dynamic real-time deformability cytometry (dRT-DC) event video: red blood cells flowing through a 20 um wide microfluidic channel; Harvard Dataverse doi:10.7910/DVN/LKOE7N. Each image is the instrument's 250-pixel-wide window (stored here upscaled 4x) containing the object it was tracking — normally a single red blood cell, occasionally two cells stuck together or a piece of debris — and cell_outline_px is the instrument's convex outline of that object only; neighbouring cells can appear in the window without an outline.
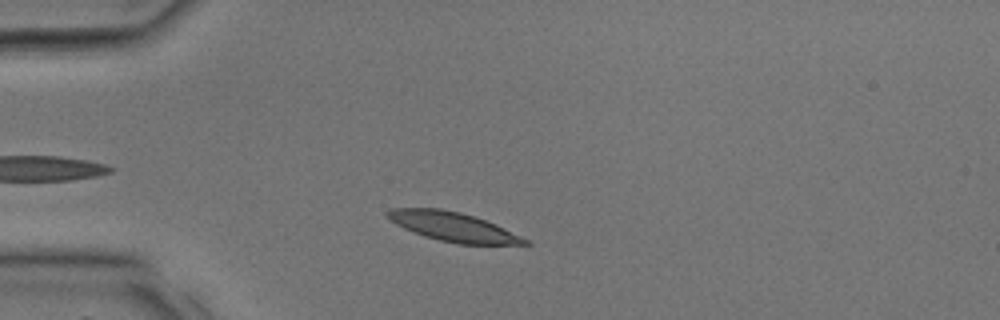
{"species": "common noctule bat (a hibernating species)", "species_latin": "Nyctalus noctula", "temperature_condition": "room temperature", "stored_images_in_passage": 28, "camera_frame_rate_fps": 3000, "um_per_image_px": 0.085, "animal": {"sex": "male", "body_mass_g": 17.9, "forearm_length_mm": 54.2}, "frame": {"image": 1, "passage_image": 4, "time_ms": 1.0, "image_size_px": [1000, 320], "cell_outline_px": [[532, 244], [456, 244], [424, 236], [412, 232], [396, 224], [384, 216], [384, 212], [392, 208], [440, 208], [460, 212], [496, 224], [528, 240]], "centroid_in_image_um": [38.45, 19.26], "position_along_channel_um": 46.6, "area_um2": 23.24}}
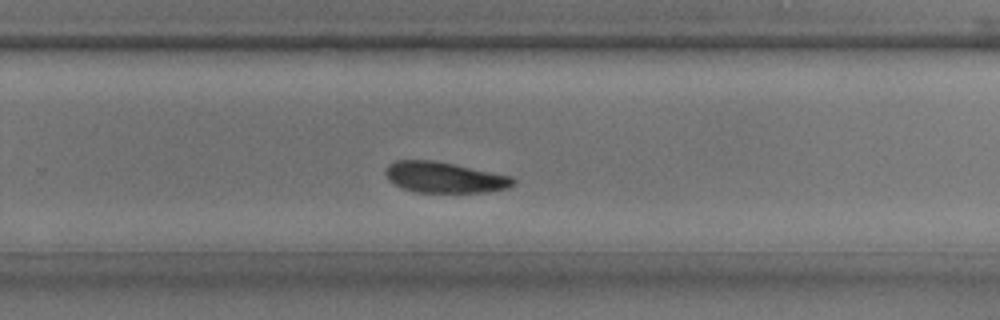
{"frame": {"image": 2, "passage_image": 17, "time_ms": 5.333, "image_size_px": [1000, 320], "cell_outline_px": [[516, 184], [508, 188], [484, 192], [416, 192], [404, 188], [388, 180], [384, 172], [384, 168], [388, 164], [396, 160], [436, 160], [512, 176], [516, 180]], "centroid_in_image_um": [37.78, 15.06], "position_along_channel_um": 292.0, "area_um2": 23.06}}
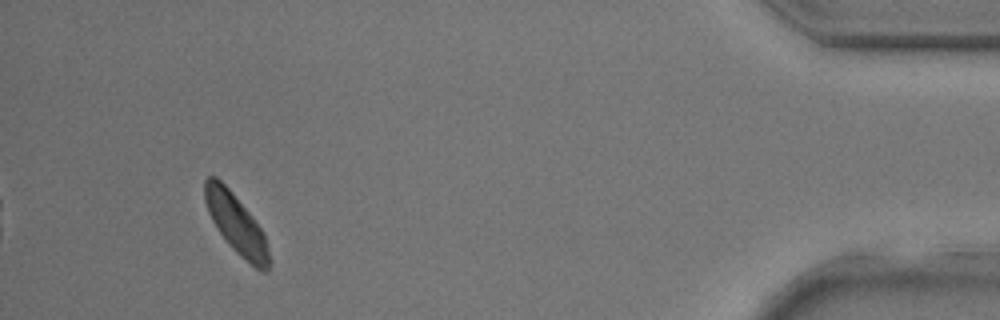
{"frame": {"image": 3, "passage_image": 26, "time_ms": 8.333, "image_size_px": [1000, 320], "cell_outline_px": [[268, 268], [264, 272], [260, 272], [240, 256], [228, 244], [212, 220], [208, 212], [204, 200], [204, 180], [208, 176], [216, 176], [228, 188], [252, 216], [264, 232], [268, 252]], "centroid_in_image_um": [20.05, 19.02], "position_along_channel_um": 415.1, "area_um2": 21.96}}